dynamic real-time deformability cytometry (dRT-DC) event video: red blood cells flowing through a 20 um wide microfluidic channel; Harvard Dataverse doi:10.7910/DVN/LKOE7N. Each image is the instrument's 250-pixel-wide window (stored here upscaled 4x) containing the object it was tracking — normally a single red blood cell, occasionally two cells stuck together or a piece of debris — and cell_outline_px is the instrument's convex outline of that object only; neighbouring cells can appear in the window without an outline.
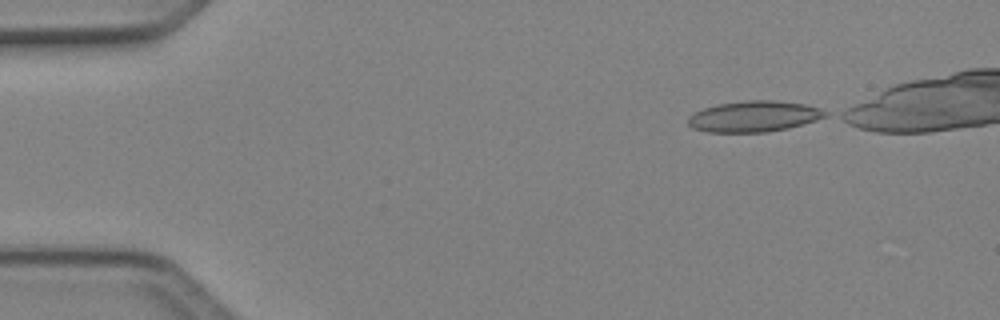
{"species": "Egyptian fruit bat (a non-hibernating species)", "species_latin": "Rousettus aegyptiacus", "temperature_condition": "cold", "stored_images_in_passage": 4, "camera_frame_rate_fps": 3000, "um_per_image_px": 0.085, "animal": {"sex": "female"}, "frame": {"image": 1, "passage_image": 1, "time_ms": 0.0, "image_size_px": [1000, 320], "cell_outline_px": [[828, 116], [816, 120], [788, 128], [764, 132], [708, 132], [692, 128], [688, 124], [688, 116], [704, 108], [716, 104], [748, 100], [772, 100], [804, 104], [820, 108], [828, 112]], "centroid_in_image_um": [64.08, 9.89], "position_along_channel_um": 20.9, "area_um2": 24.68}}